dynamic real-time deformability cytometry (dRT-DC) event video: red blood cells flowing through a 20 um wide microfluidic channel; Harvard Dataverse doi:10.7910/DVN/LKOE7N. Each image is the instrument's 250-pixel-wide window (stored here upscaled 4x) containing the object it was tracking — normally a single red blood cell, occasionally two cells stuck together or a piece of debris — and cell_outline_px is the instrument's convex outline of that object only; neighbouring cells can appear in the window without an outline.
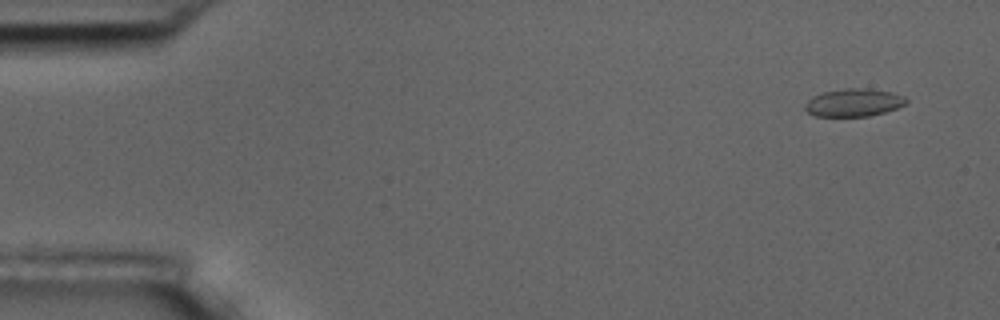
{"species": "common noctule bat (a hibernating species)", "species_latin": "Nyctalus noctula", "temperature_condition": "room temperature", "stored_images_in_passage": 5, "camera_frame_rate_fps": 3000, "um_per_image_px": 0.085, "animal": {"sex": "male", "body_mass_g": 17.5, "forearm_length_mm": 52.3}, "frame": {"image": 1, "passage_image": 1, "time_ms": 0.0, "image_size_px": [1000, 320], "cell_outline_px": [[908, 100], [904, 104], [896, 108], [884, 112], [868, 116], [816, 116], [808, 112], [804, 108], [804, 104], [812, 96], [824, 92], [844, 88], [864, 88], [892, 92], [904, 96]], "centroid_in_image_um": [72.54, 8.71], "position_along_channel_um": 12.5, "area_um2": 16.3}}
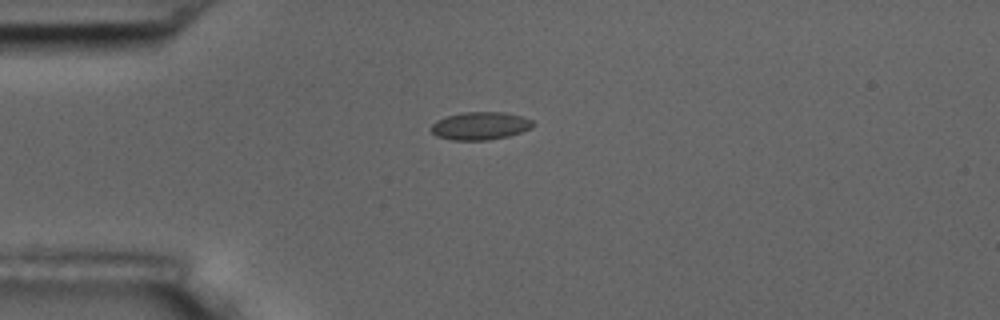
{"frame": {"image": 2, "passage_image": 4, "time_ms": 3.667, "image_size_px": [1000, 320], "cell_outline_px": [[536, 124], [532, 128], [508, 136], [488, 140], [452, 140], [436, 136], [432, 132], [432, 124], [436, 120], [448, 116], [464, 112], [504, 112], [520, 116], [532, 120]], "centroid_in_image_um": [40.83, 10.7], "position_along_channel_um": 44.2, "area_um2": 16.47}}